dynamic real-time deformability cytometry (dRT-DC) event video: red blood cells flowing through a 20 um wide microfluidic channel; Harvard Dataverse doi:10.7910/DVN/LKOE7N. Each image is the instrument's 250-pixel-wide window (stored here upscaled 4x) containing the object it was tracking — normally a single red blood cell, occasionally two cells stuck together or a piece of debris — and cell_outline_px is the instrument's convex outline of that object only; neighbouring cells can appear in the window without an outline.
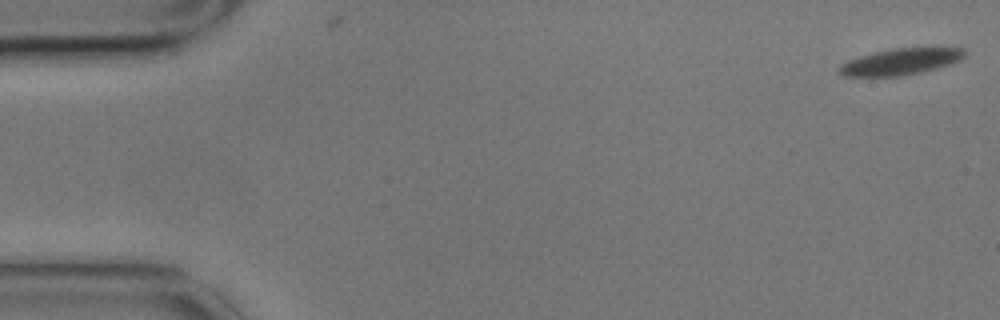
{"species": "common noctule bat (a hibernating species)", "species_latin": "Nyctalus noctula", "temperature_condition": "cold", "stored_images_in_passage": 3, "camera_frame_rate_fps": 3000, "um_per_image_px": 0.085, "animal": {"sex": "male", "body_mass_g": 17.9}, "frame": {"image": 1, "passage_image": 1, "time_ms": 0.0, "image_size_px": [1000, 320], "cell_outline_px": [[968, 52], [960, 60], [952, 64], [904, 76], [844, 76], [836, 72], [836, 68], [840, 64], [848, 60], [860, 56], [892, 48], [964, 48]], "centroid_in_image_um": [76.53, 5.25], "position_along_channel_um": 8.5, "area_um2": 19.36}}